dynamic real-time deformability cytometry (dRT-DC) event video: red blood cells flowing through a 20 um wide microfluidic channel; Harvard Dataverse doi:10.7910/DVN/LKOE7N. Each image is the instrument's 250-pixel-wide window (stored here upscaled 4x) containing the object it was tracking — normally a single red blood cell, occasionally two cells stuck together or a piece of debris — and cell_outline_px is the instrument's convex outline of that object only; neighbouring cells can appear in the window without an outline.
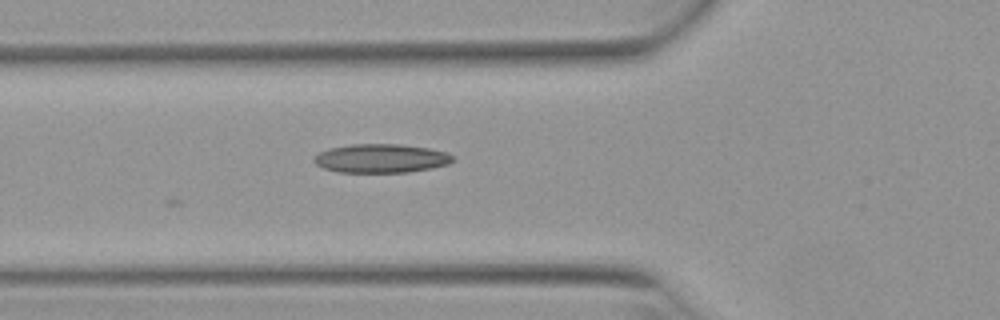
{"species": "Egyptian fruit bat (a non-hibernating species)", "species_latin": "Rousettus aegyptiacus", "temperature_condition": "warm", "stored_images_in_passage": 3, "camera_frame_rate_fps": 3000, "um_per_image_px": 0.085, "animal": {"sex": "female"}, "frame": {"image": 1, "passage_image": 3, "time_ms": 0.667, "image_size_px": [1000, 320], "cell_outline_px": [[456, 156], [448, 164], [432, 168], [408, 172], [336, 172], [324, 168], [316, 164], [312, 160], [320, 152], [328, 148], [352, 144], [400, 144], [428, 148], [444, 152]], "centroid_in_image_um": [32.38, 13.46], "position_along_channel_um": 93.4, "area_um2": 23.24}}